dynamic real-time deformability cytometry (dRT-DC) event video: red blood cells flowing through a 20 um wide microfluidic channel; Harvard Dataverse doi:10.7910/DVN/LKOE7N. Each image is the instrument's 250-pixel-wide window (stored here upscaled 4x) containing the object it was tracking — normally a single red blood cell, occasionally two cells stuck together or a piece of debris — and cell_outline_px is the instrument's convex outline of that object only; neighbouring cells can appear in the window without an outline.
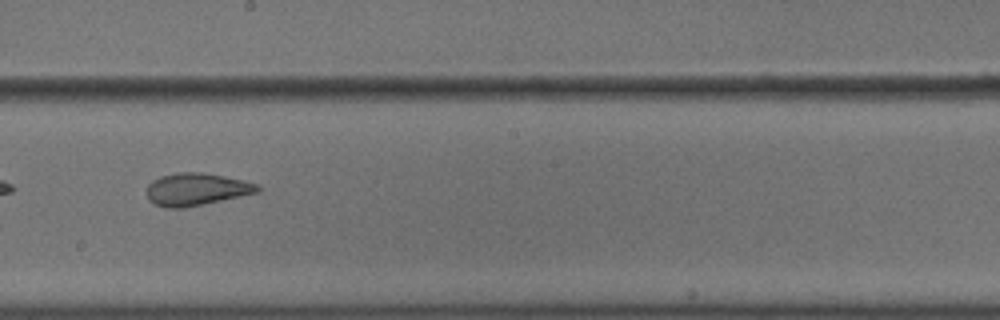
{"species": "common noctule bat (a hibernating species)", "species_latin": "Nyctalus noctula", "temperature_condition": "cold", "stored_images_in_passage": 43, "camera_frame_rate_fps": 3000, "um_per_image_px": 0.085, "animal": {"sex": "male", "body_mass_g": 18.8}, "frame": {"image": 1, "passage_image": 25, "time_ms": 8.0, "image_size_px": [1000, 320], "cell_outline_px": [[260, 192], [184, 208], [168, 208], [156, 204], [148, 200], [148, 184], [152, 180], [160, 176], [176, 172], [204, 172], [244, 180], [260, 184]], "centroid_in_image_um": [16.72, 16.08], "position_along_channel_um": 231.5, "area_um2": 21.04}}
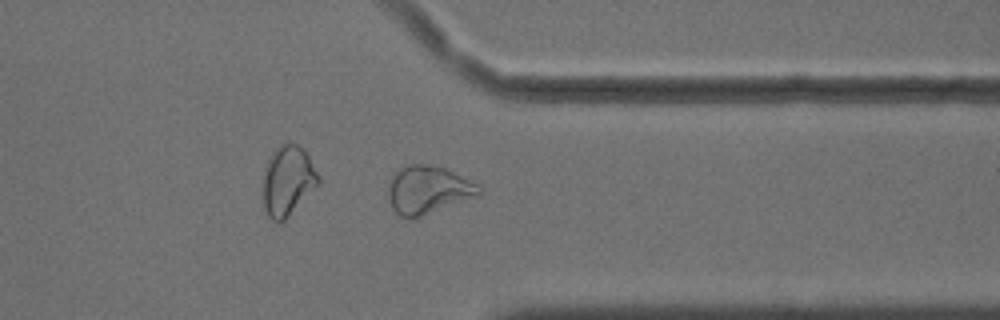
{"frame": {"image": 2, "passage_image": 37, "time_ms": 12.0, "image_size_px": [1000, 320], "cell_outline_px": [[484, 188], [480, 196], [412, 220], [400, 216], [392, 208], [388, 196], [388, 188], [392, 172], [408, 164], [432, 164], [444, 168], [480, 184]], "centroid_in_image_um": [36.41, 16.15], "position_along_channel_um": 375.0, "area_um2": 26.13}}